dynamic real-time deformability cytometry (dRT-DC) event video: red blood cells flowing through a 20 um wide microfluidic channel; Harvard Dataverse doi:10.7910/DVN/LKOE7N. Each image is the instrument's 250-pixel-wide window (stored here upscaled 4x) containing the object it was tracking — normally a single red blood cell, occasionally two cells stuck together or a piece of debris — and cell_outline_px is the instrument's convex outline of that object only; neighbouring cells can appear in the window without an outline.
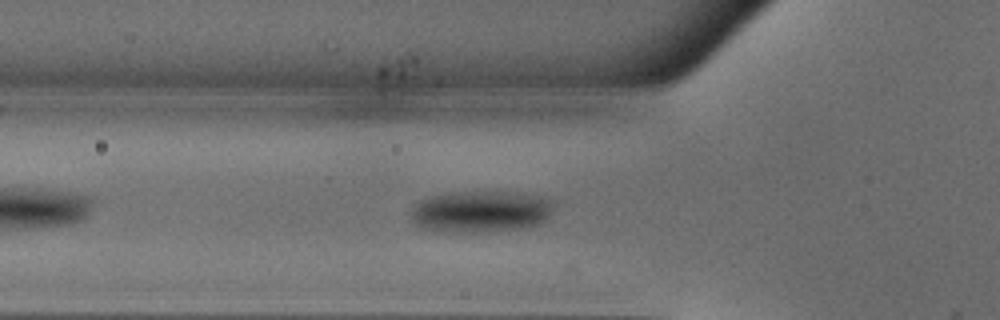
{"species": "common noctule bat (a hibernating species)", "species_latin": "Nyctalus noctula", "temperature_condition": "warm", "stored_images_in_passage": 34, "camera_frame_rate_fps": 3000, "um_per_image_px": 0.085, "animal": {"sex": "male", "body_mass_g": 18.8}, "frame": {"image": 1, "passage_image": 6, "time_ms": 1.667, "image_size_px": [1000, 320], "cell_outline_px": [[556, 200], [552, 212], [548, 220], [524, 228], [484, 232], [444, 232], [424, 228], [416, 224], [412, 220], [412, 212], [416, 204], [420, 200], [428, 196], [452, 192], [516, 192], [540, 196]], "centroid_in_image_um": [40.93, 17.98], "position_along_channel_um": 84.9, "area_um2": 35.03}}
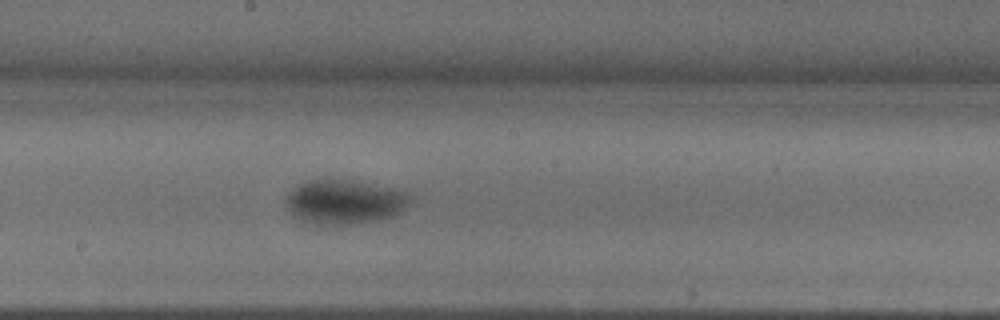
{"frame": {"image": 2, "passage_image": 16, "time_ms": 5.0, "image_size_px": [1000, 320], "cell_outline_px": [[408, 204], [400, 212], [392, 216], [376, 220], [348, 224], [332, 224], [300, 220], [288, 208], [284, 200], [284, 196], [288, 192], [300, 184], [312, 180], [352, 180], [408, 192]], "centroid_in_image_um": [29.25, 17.15], "position_along_channel_um": 218.9, "area_um2": 31.21}}
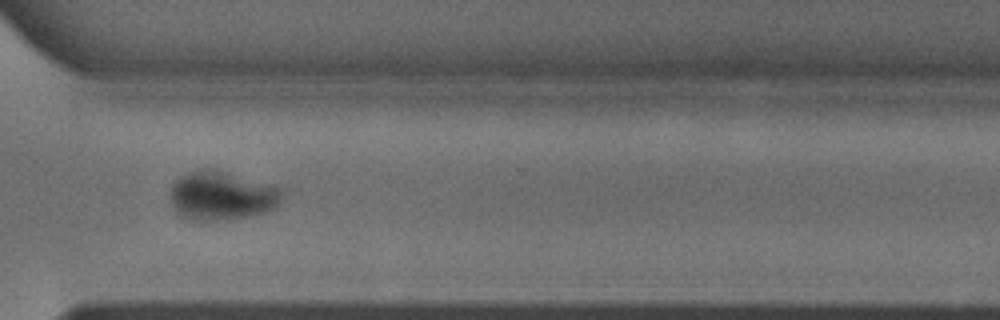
{"frame": {"image": 3, "passage_image": 26, "time_ms": 8.333, "image_size_px": [1000, 320], "cell_outline_px": [[284, 188], [280, 200], [276, 208], [268, 212], [248, 216], [216, 220], [196, 220], [180, 216], [176, 212], [172, 204], [172, 184], [180, 176], [188, 172], [204, 168], [212, 168]], "centroid_in_image_um": [18.87, 16.62], "position_along_channel_um": 351.7, "area_um2": 31.73}}